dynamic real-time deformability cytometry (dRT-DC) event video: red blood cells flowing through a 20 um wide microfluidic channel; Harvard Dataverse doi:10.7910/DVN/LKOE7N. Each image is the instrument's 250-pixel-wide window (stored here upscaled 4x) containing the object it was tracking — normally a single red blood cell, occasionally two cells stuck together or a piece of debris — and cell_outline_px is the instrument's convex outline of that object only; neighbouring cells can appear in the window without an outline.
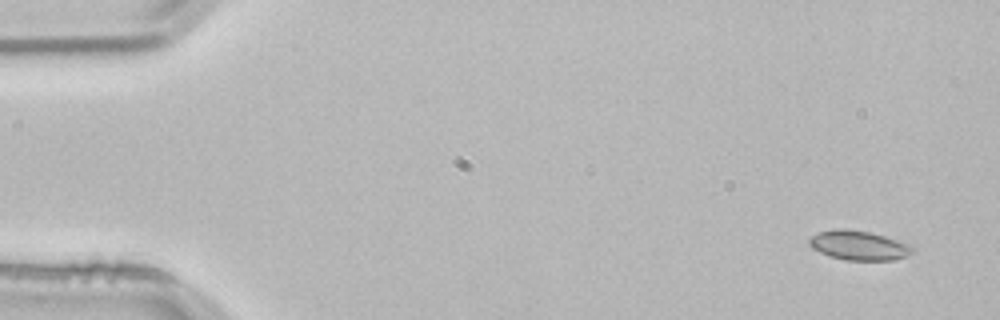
{"species": "common noctule bat (a hibernating species)", "species_latin": "Nyctalus noctula", "temperature_condition": "room temperature", "stored_images_in_passage": 3, "camera_frame_rate_fps": 3000, "um_per_image_px": 0.085, "animal": {"sex": "male", "body_mass_g": 21.5, "forearm_length_mm": 52.0}, "frame": {"image": 1, "passage_image": 1, "time_ms": 0.0, "image_size_px": [1000, 320], "cell_outline_px": [[912, 252], [904, 256], [892, 260], [844, 260], [828, 256], [812, 248], [808, 244], [808, 240], [816, 232], [836, 228], [844, 228], [868, 232], [884, 236], [908, 244], [912, 248]], "centroid_in_image_um": [72.9, 20.85], "position_along_channel_um": 12.1, "area_um2": 17.57}}